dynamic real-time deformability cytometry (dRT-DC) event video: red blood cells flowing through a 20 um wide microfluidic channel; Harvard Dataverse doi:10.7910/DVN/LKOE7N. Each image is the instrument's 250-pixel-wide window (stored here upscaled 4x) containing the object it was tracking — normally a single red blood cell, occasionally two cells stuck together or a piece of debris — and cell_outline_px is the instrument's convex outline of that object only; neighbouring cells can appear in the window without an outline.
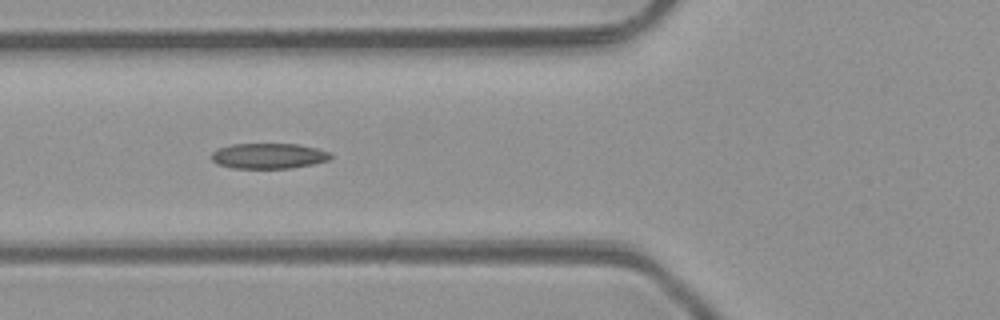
{"species": "common noctule bat (a hibernating species)", "species_latin": "Nyctalus noctula", "temperature_condition": "room temperature", "stored_images_in_passage": 6, "camera_frame_rate_fps": 3000, "um_per_image_px": 0.085, "animal": {"sex": "male", "body_mass_g": 23.1, "forearm_length_mm": 52.7}, "frame": {"image": 1, "passage_image": 5, "time_ms": 4.667, "image_size_px": [1000, 320], "cell_outline_px": [[332, 156], [328, 160], [312, 164], [292, 168], [232, 168], [216, 164], [212, 160], [212, 152], [216, 148], [232, 144], [296, 144], [316, 148], [328, 152]], "centroid_in_image_um": [22.78, 13.25], "position_along_channel_um": 103.0, "area_um2": 17.63}}
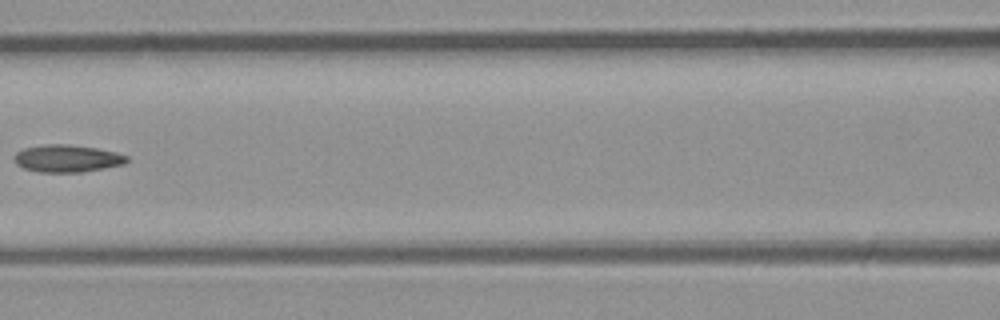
{"frame": {"image": 2, "passage_image": 6, "time_ms": 6.0, "image_size_px": [1000, 320], "cell_outline_px": [[128, 160], [124, 164], [104, 168], [80, 172], [40, 172], [24, 168], [16, 164], [16, 152], [24, 148], [44, 144], [68, 144], [96, 148], [116, 152], [128, 156]], "centroid_in_image_um": [5.72, 13.46], "position_along_channel_um": 160.9, "area_um2": 17.8}}